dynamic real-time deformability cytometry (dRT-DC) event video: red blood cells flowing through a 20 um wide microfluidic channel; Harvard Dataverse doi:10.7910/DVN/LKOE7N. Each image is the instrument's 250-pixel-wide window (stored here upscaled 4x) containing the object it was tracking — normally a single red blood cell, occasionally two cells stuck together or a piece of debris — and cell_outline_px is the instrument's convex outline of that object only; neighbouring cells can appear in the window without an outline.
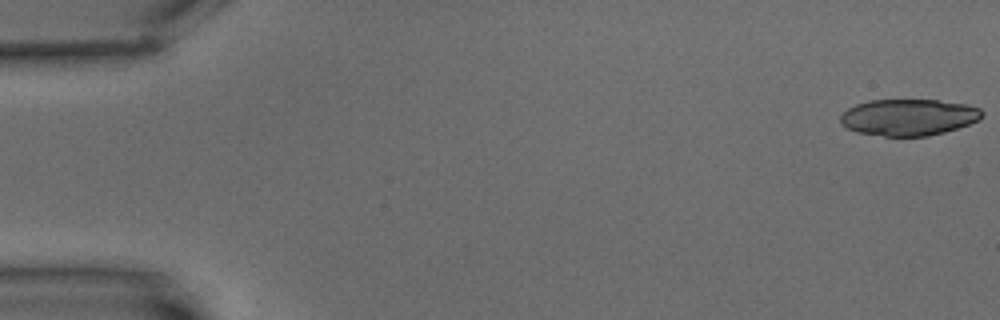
{"species": "common noctule bat (a hibernating species)", "species_latin": "Nyctalus noctula", "temperature_condition": "warm", "stored_images_in_passage": 6, "camera_frame_rate_fps": 3000, "um_per_image_px": 0.085, "animal": {"sex": "male", "body_mass_g": 15.6}, "frame": {"image": 1, "passage_image": 1, "time_ms": 0.0, "image_size_px": [1000, 320], "cell_outline_px": [[984, 112], [980, 120], [944, 132], [928, 136], [884, 136], [856, 132], [840, 124], [840, 116], [848, 108], [856, 104], [868, 100], [936, 100], [968, 104], [980, 108]], "centroid_in_image_um": [77.23, 9.96], "position_along_channel_um": 7.8, "area_um2": 30.23}}